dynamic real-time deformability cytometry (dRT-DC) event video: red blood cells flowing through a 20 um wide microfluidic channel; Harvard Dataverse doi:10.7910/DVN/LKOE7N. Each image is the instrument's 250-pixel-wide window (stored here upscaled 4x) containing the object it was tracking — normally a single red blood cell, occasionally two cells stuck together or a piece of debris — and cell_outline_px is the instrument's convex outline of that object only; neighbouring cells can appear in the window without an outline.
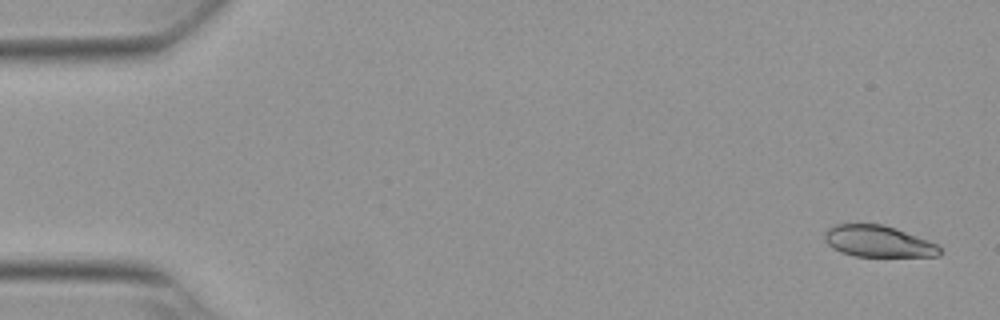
{"species": "Egyptian fruit bat (a non-hibernating species)", "species_latin": "Rousettus aegyptiacus", "temperature_condition": "warm", "stored_images_in_passage": 7, "camera_frame_rate_fps": 3000, "um_per_image_px": 0.085, "animal": {"sex": "female"}, "frame": {"image": 1, "passage_image": 2, "time_ms": 0.333, "image_size_px": [1000, 320], "cell_outline_px": [[944, 252], [940, 256], [856, 256], [840, 252], [832, 248], [824, 240], [824, 232], [828, 228], [836, 224], [880, 224], [896, 228], [928, 240], [936, 244]], "centroid_in_image_um": [74.64, 20.51], "position_along_channel_um": 10.4, "area_um2": 21.15}}